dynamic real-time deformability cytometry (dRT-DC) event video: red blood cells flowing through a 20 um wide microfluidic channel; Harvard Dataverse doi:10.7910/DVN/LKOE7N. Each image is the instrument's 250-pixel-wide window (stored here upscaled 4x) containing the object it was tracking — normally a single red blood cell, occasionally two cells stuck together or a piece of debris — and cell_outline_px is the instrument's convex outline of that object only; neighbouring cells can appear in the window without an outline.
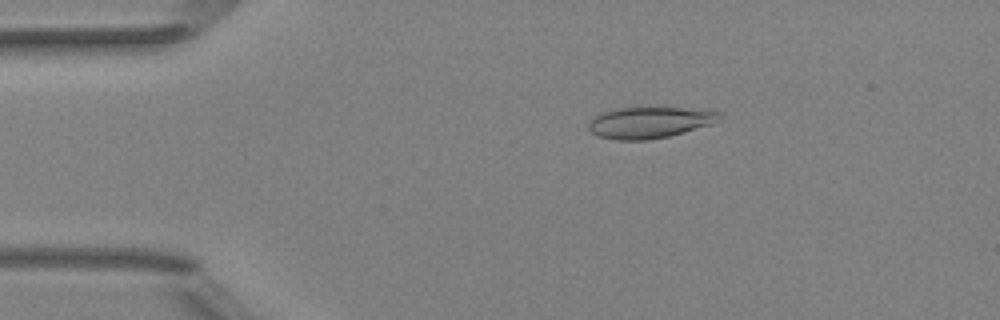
{"species": "Egyptian fruit bat (a non-hibernating species)", "species_latin": "Rousettus aegyptiacus", "temperature_condition": "room temperature", "stored_images_in_passage": 51, "camera_frame_rate_fps": 3000, "um_per_image_px": 0.085, "animal": {"sex": "female"}, "frame": {"image": 1, "passage_image": 10, "time_ms": 3.0, "image_size_px": [1000, 320], "cell_outline_px": [[724, 120], [712, 124], [668, 136], [648, 140], [616, 140], [600, 136], [592, 132], [588, 128], [588, 124], [596, 116], [604, 112], [616, 108], [704, 108], [720, 112]], "centroid_in_image_um": [55.31, 10.4], "position_along_channel_um": 29.7, "area_um2": 23.87}}
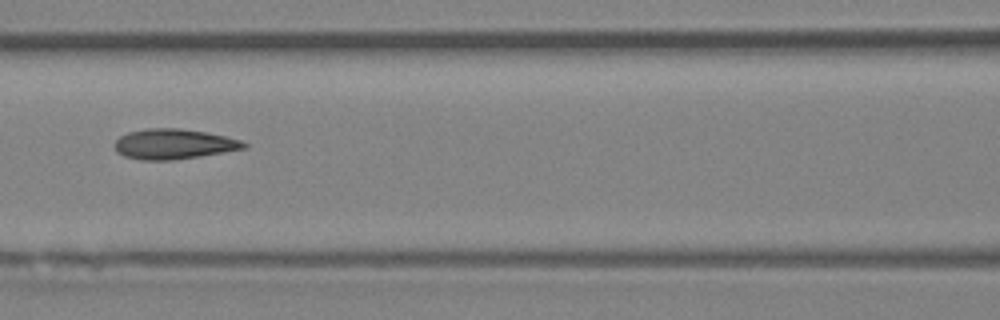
{"frame": {"image": 2, "passage_image": 23, "time_ms": 7.333, "image_size_px": [1000, 320], "cell_outline_px": [[248, 148], [200, 156], [172, 160], [140, 160], [124, 156], [116, 152], [112, 144], [120, 136], [128, 132], [144, 128], [180, 128], [204, 132], [224, 136], [240, 140], [248, 144]], "centroid_in_image_um": [14.72, 12.24], "position_along_channel_um": 151.9, "area_um2": 22.89}}
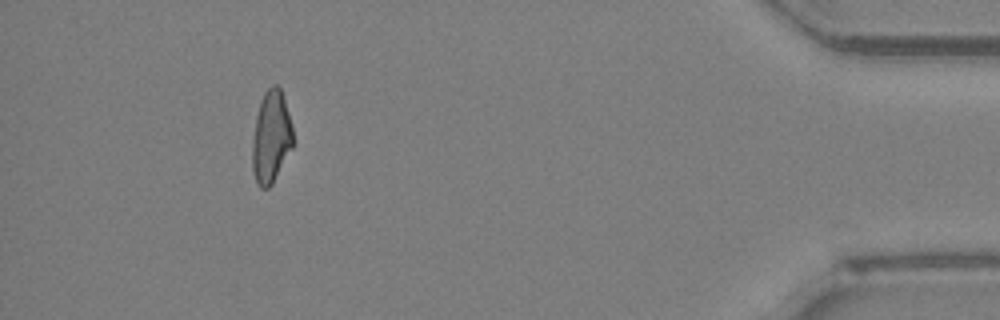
{"frame": {"image": 3, "passage_image": 47, "time_ms": 15.333, "image_size_px": [1000, 320], "cell_outline_px": [[292, 148], [272, 184], [268, 188], [260, 188], [256, 184], [252, 172], [252, 140], [256, 116], [260, 100], [264, 92], [272, 84], [276, 84], [280, 88], [292, 124]], "centroid_in_image_um": [23.02, 11.66], "position_along_channel_um": 412.2, "area_um2": 21.96}, "authors_computed_cell_mechanics": {"area_um2": 22.7154, "velocity_mm_per_s": 4.0435, "shape_relaxation_time_tau1_ms": 7.0752, "shape_relaxation_time_tau2_ms": 1.9413, "deformation_change_tau1": 0.1889, "deformation_change_tau2": 0.095}}